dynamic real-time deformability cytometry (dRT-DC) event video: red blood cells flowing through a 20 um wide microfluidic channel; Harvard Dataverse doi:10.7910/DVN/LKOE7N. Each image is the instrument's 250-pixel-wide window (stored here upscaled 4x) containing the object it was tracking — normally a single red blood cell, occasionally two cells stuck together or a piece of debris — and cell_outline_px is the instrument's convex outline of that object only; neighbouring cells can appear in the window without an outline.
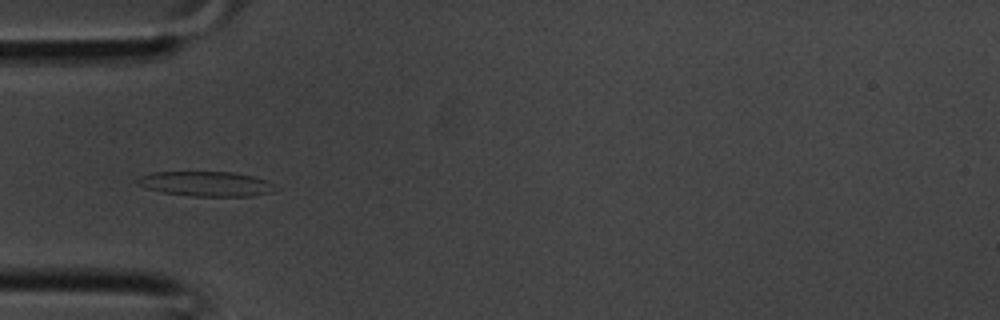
{"species": "common noctule bat (a hibernating species)", "species_latin": "Nyctalus noctula", "temperature_condition": "room temperature", "stored_images_in_passage": 27, "camera_frame_rate_fps": 3000, "um_per_image_px": 0.085, "animal": {"sex": "male", "body_mass_g": 20.1, "forearm_length_mm": 53.5}, "frame": {"image": 1, "passage_image": 1, "time_ms": 0.0, "image_size_px": [1000, 320], "cell_outline_px": [[272, 192], [252, 196], [192, 196], [160, 192], [136, 184], [136, 180], [140, 176], [152, 172], [232, 172], [252, 176], [264, 180], [272, 184]], "centroid_in_image_um": [17.44, 15.62], "position_along_channel_um": 67.6, "area_um2": 19.71}}
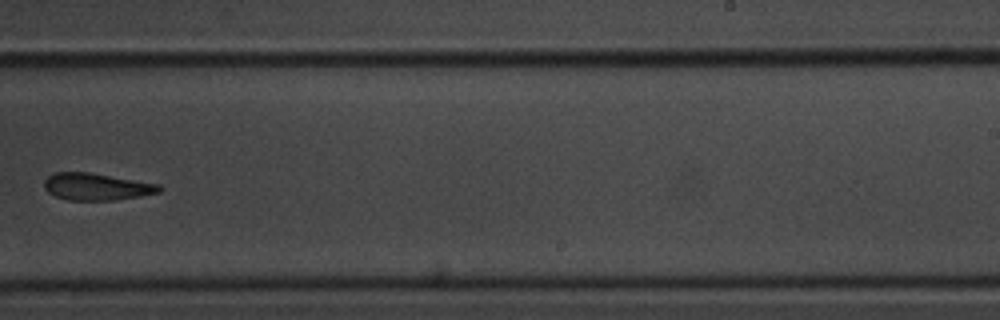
{"frame": {"image": 2, "passage_image": 13, "time_ms": 4.0, "image_size_px": [1000, 320], "cell_outline_px": [[164, 188], [160, 192], [140, 196], [116, 200], [68, 200], [56, 196], [48, 192], [44, 188], [44, 180], [52, 172], [88, 172], [160, 184]], "centroid_in_image_um": [8.21, 15.86], "position_along_channel_um": 280.8, "area_um2": 18.21}}
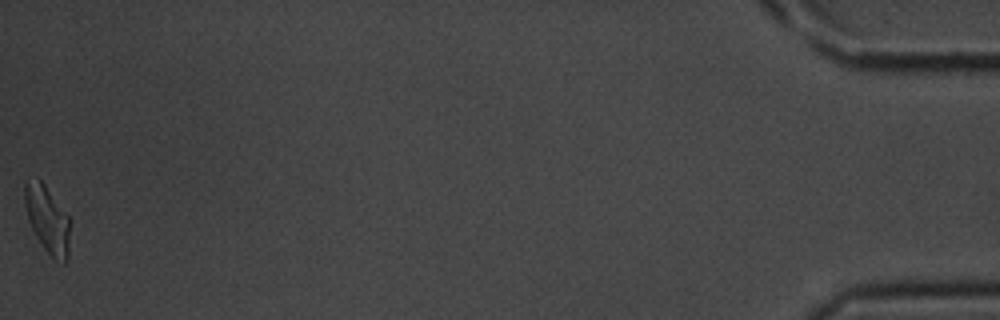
{"frame": {"image": 3, "passage_image": 27, "time_ms": 8.667, "image_size_px": [1000, 320], "cell_outline_px": [[72, 220], [68, 260], [64, 264], [56, 260], [44, 248], [36, 236], [28, 220], [24, 200], [24, 180], [28, 176], [36, 176], [44, 184]], "centroid_in_image_um": [4.05, 18.62], "position_along_channel_um": 431.1, "area_um2": 18.32}}